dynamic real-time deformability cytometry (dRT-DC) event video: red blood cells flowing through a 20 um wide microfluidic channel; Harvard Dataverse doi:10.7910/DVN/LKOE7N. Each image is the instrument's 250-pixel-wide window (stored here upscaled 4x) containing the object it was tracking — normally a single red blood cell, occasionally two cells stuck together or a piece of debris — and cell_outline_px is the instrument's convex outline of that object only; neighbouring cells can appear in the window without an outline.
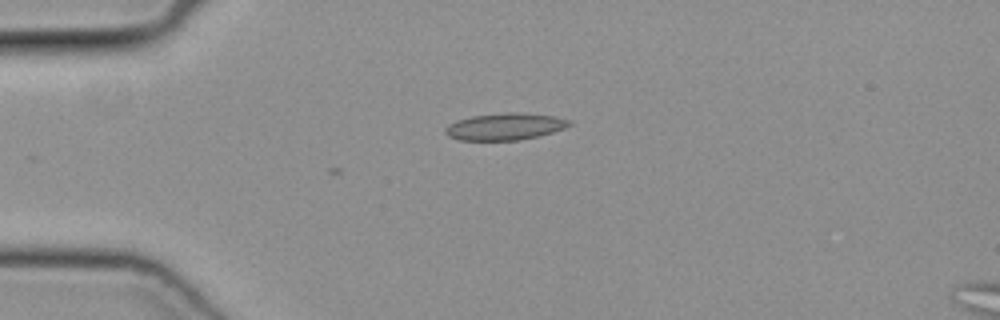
{"species": "common noctule bat (a hibernating species)", "species_latin": "Nyctalus noctula", "temperature_condition": "cold", "stored_images_in_passage": 4, "camera_frame_rate_fps": 3000, "um_per_image_px": 0.085, "animal": {"sex": "female", "body_mass_g": 19.3, "forearm_length_mm": 54.1}, "frame": {"image": 1, "passage_image": 4, "time_ms": 1.0, "image_size_px": [1000, 320], "cell_outline_px": [[572, 124], [564, 128], [552, 132], [520, 140], [460, 140], [448, 136], [444, 132], [444, 128], [448, 124], [456, 120], [472, 116], [508, 112], [516, 112], [552, 116], [572, 120]], "centroid_in_image_um": [42.89, 10.75], "position_along_channel_um": 42.1, "area_um2": 19.36}}